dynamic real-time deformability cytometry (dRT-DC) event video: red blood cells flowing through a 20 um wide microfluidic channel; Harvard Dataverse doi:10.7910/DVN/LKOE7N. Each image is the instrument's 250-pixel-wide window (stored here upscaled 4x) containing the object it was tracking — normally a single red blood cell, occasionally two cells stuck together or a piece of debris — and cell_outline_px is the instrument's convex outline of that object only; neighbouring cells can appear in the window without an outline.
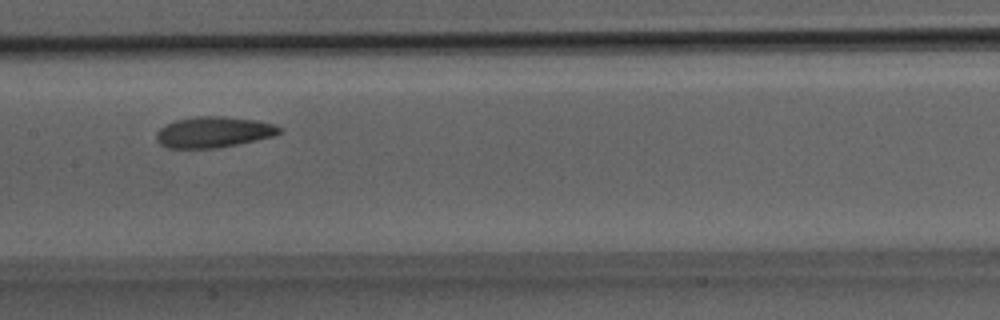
{"species": "Egyptian fruit bat (a non-hibernating species)", "species_latin": "Rousettus aegyptiacus", "temperature_condition": "room temperature", "stored_images_in_passage": 26, "camera_frame_rate_fps": 3000, "um_per_image_px": 0.085, "animal": {"sex": "male"}, "frame": {"image": 1, "passage_image": 11, "time_ms": 3.333, "image_size_px": [1000, 320], "cell_outline_px": [[280, 132], [272, 136], [256, 140], [216, 148], [168, 148], [160, 144], [156, 140], [156, 132], [160, 128], [176, 120], [200, 116], [224, 116], [256, 120], [276, 124], [280, 128]], "centroid_in_image_um": [18.14, 11.23], "position_along_channel_um": 189.3, "area_um2": 21.96}}
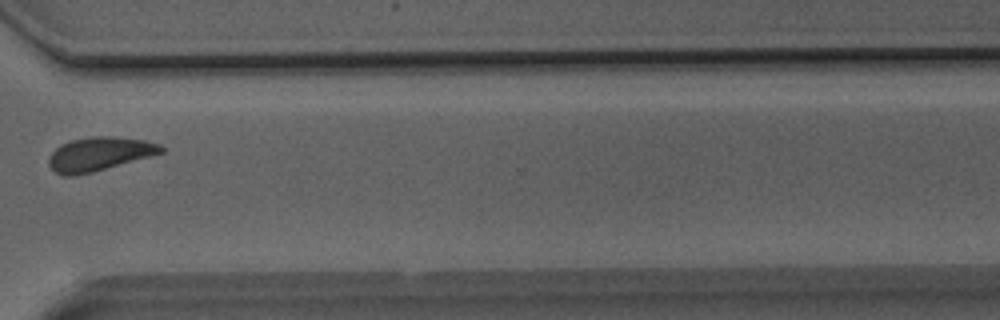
{"frame": {"image": 2, "passage_image": 19, "time_ms": 6.0, "image_size_px": [1000, 320], "cell_outline_px": [[164, 152], [92, 172], [76, 176], [64, 176], [56, 172], [48, 164], [48, 160], [52, 152], [60, 144], [72, 140], [92, 136], [112, 136], [144, 140], [160, 144], [164, 148]], "centroid_in_image_um": [8.42, 13.08], "position_along_channel_um": 362.2, "area_um2": 21.91}}
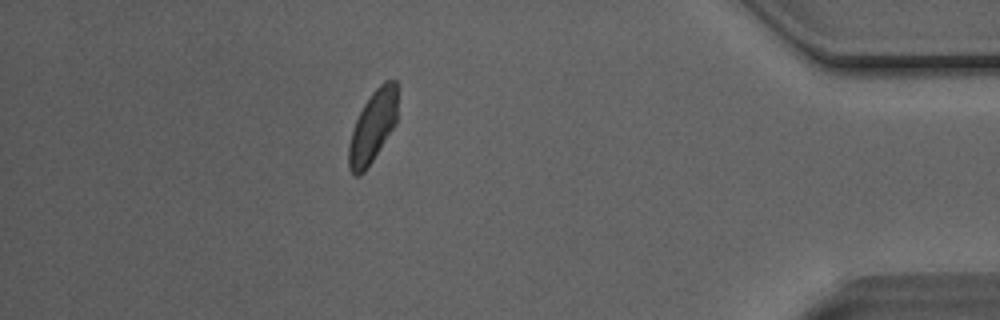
{"frame": {"image": 3, "passage_image": 23, "time_ms": 7.333, "image_size_px": [1000, 320], "cell_outline_px": [[396, 124], [364, 172], [360, 176], [352, 176], [348, 168], [348, 144], [356, 120], [364, 104], [372, 92], [384, 80], [396, 80]], "centroid_in_image_um": [31.65, 10.8], "position_along_channel_um": 403.5, "area_um2": 20.23}}